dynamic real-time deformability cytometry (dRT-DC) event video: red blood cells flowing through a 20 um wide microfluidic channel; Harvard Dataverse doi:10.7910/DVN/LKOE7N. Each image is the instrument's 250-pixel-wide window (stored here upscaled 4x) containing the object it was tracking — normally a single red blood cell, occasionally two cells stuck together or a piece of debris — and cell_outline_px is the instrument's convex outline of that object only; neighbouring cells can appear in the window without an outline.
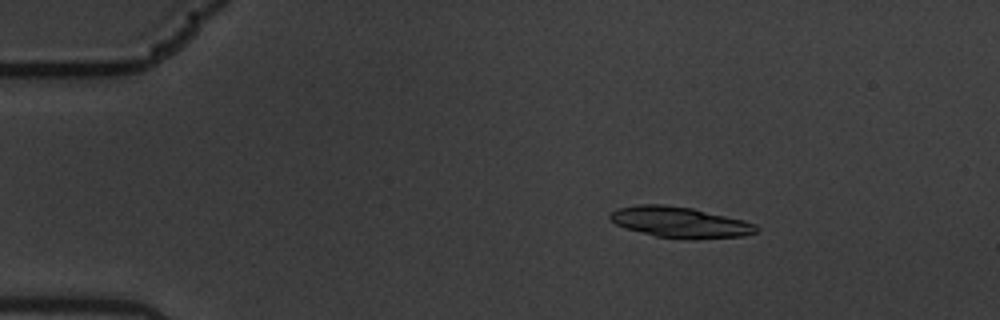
{"species": "common noctule bat (a hibernating species)", "species_latin": "Nyctalus noctula", "temperature_condition": "warm", "stored_images_in_passage": 5, "camera_frame_rate_fps": 3000, "um_per_image_px": 0.085, "animal": {"sex": "male", "body_mass_g": 19.5, "forearm_length_mm": 54.6}, "frame": {"image": 1, "passage_image": 3, "time_ms": 0.667, "image_size_px": [1000, 320], "cell_outline_px": [[760, 228], [756, 232], [744, 236], [696, 240], [688, 240], [656, 236], [628, 228], [616, 224], [608, 220], [608, 216], [616, 208], [636, 204], [664, 204], [692, 208], [744, 220], [756, 224]], "centroid_in_image_um": [57.81, 18.89], "position_along_channel_um": 27.2, "area_um2": 26.59}}